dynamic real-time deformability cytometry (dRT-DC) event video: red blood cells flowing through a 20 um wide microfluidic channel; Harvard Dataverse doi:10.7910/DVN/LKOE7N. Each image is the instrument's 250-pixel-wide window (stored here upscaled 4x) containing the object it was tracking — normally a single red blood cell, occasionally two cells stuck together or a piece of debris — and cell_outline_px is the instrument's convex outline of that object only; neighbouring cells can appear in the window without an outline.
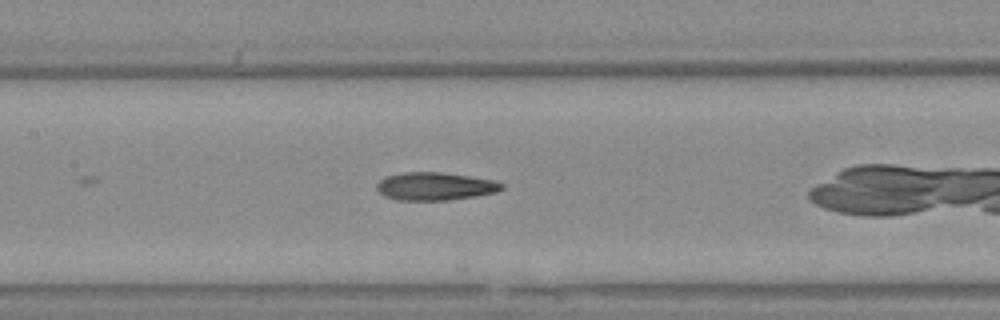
{"species": "Egyptian fruit bat (a non-hibernating species)", "species_latin": "Rousettus aegyptiacus", "temperature_condition": "warm", "stored_images_in_passage": 12, "camera_frame_rate_fps": 3000, "um_per_image_px": 0.085, "animal": {"sex": "female"}, "frame": {"image": 1, "passage_image": 10, "time_ms": 3.0, "image_size_px": [1000, 320], "cell_outline_px": [[504, 188], [496, 192], [476, 196], [448, 200], [396, 200], [384, 196], [376, 188], [376, 184], [384, 176], [400, 172], [440, 172], [468, 176], [492, 180], [504, 184]], "centroid_in_image_um": [36.94, 15.83], "position_along_channel_um": 170.5, "area_um2": 20.4}}